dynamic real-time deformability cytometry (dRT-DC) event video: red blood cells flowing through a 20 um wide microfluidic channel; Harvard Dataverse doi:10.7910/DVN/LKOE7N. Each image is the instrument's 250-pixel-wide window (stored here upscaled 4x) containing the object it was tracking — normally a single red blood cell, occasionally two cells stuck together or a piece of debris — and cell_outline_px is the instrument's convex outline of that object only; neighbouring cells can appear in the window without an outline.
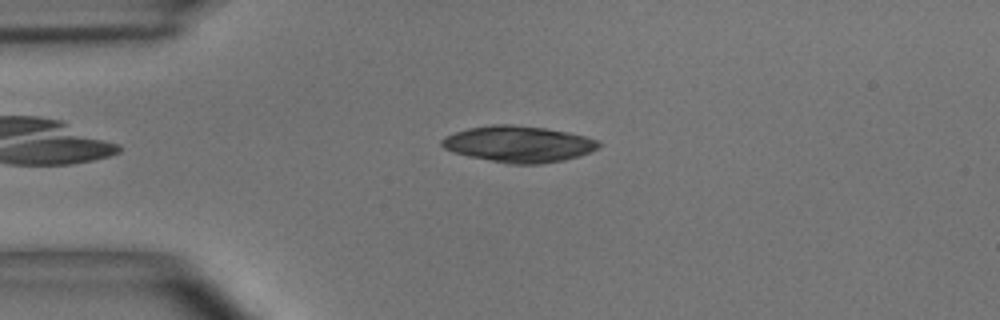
{"species": "common noctule bat (a hibernating species)", "species_latin": "Nyctalus noctula", "temperature_condition": "room temperature", "stored_images_in_passage": 4, "camera_frame_rate_fps": 3000, "um_per_image_px": 0.085, "animal": {"sex": "male", "body_mass_g": 15.6}, "frame": {"image": 1, "passage_image": 1, "time_ms": 0.0, "image_size_px": [1000, 320], "cell_outline_px": [[600, 148], [580, 156], [564, 160], [540, 164], [512, 164], [468, 156], [452, 152], [444, 148], [440, 144], [440, 140], [444, 136], [468, 128], [492, 124], [512, 124], [544, 128], [568, 132], [584, 136], [596, 140], [600, 144]], "centroid_in_image_um": [44.06, 12.24], "position_along_channel_um": 40.9, "area_um2": 33.18}}